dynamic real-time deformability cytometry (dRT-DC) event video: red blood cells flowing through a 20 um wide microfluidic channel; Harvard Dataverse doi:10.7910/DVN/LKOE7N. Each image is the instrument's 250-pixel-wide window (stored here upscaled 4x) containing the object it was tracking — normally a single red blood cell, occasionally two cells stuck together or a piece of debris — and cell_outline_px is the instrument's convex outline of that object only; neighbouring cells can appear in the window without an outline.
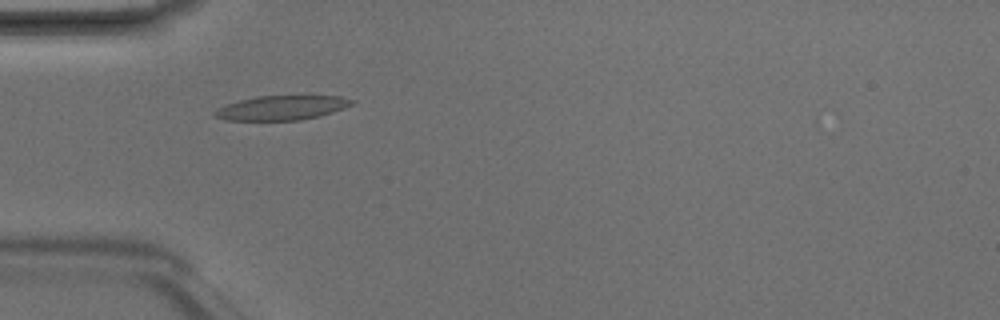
{"species": "Egyptian fruit bat (a non-hibernating species)", "species_latin": "Rousettus aegyptiacus", "temperature_condition": "room temperature", "stored_images_in_passage": 6, "camera_frame_rate_fps": 3000, "um_per_image_px": 0.085, "animal": {"sex": "male"}, "frame": {"image": 1, "passage_image": 4, "time_ms": 1.0, "image_size_px": [1000, 320], "cell_outline_px": [[356, 100], [352, 104], [332, 112], [300, 120], [224, 120], [216, 116], [212, 112], [228, 104], [240, 100], [256, 96], [340, 96]], "centroid_in_image_um": [23.95, 9.16], "position_along_channel_um": 61.1, "area_um2": 19.13}}